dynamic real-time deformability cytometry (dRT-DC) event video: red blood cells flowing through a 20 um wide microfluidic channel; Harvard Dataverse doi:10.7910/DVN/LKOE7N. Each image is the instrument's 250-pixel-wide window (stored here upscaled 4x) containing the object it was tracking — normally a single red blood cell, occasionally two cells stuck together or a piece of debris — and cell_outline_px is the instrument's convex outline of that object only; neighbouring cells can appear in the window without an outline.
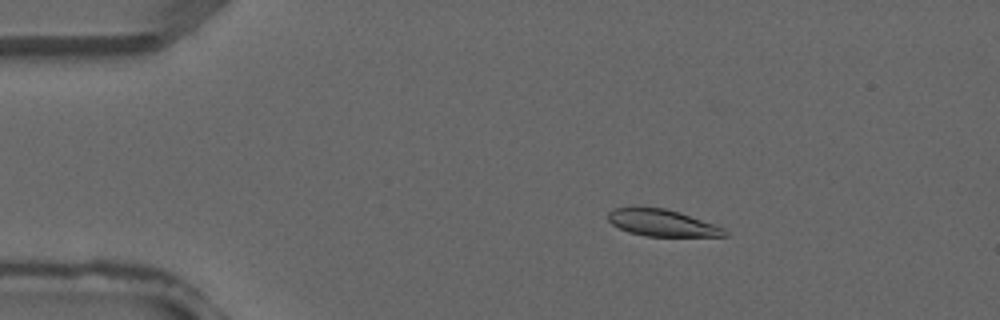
{"species": "common noctule bat (a hibernating species)", "species_latin": "Nyctalus noctula", "temperature_condition": "warm", "stored_images_in_passage": 3, "camera_frame_rate_fps": 3000, "um_per_image_px": 0.085, "animal": {"sex": "male", "forearm_length_mm": 52.5}, "frame": {"image": 1, "passage_image": 2, "time_ms": 0.333, "image_size_px": [1000, 320], "cell_outline_px": [[728, 236], [644, 236], [628, 232], [612, 224], [608, 220], [608, 212], [616, 208], [664, 208], [680, 212], [724, 228], [728, 232]], "centroid_in_image_um": [56.29, 18.96], "position_along_channel_um": 28.7, "area_um2": 17.92}}